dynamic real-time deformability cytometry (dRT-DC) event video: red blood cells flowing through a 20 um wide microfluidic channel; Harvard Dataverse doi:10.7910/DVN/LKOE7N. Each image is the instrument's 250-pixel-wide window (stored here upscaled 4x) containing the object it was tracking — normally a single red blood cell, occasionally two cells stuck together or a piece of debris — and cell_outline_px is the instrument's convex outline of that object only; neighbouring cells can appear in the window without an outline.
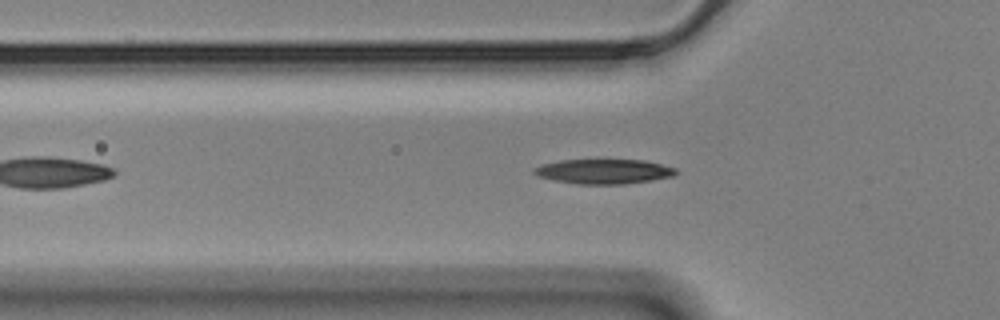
{"species": "Egyptian fruit bat (a non-hibernating species)", "species_latin": "Rousettus aegyptiacus", "temperature_condition": "cold", "stored_images_in_passage": 46, "camera_frame_rate_fps": 3000, "um_per_image_px": 0.085, "animal": {"sex": "male"}, "frame": {"image": 1, "passage_image": 10, "time_ms": 3.0, "image_size_px": [1000, 320], "cell_outline_px": [[676, 172], [672, 176], [652, 180], [624, 184], [576, 184], [536, 176], [532, 172], [532, 168], [544, 164], [560, 160], [644, 160], [676, 168]], "centroid_in_image_um": [51.29, 14.57], "position_along_channel_um": 74.5, "area_um2": 20.29}}
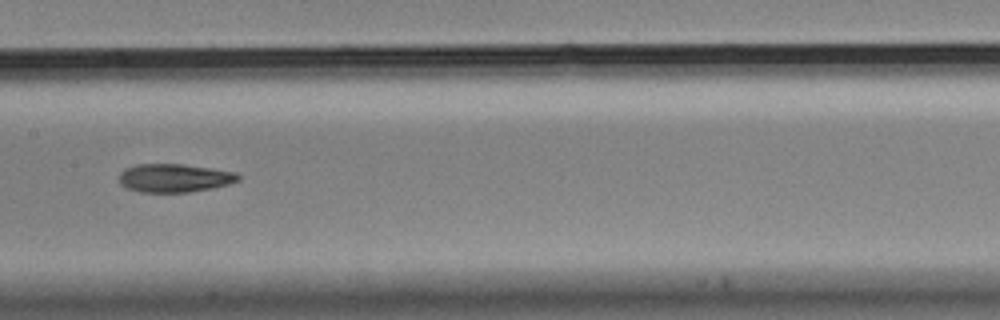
{"frame": {"image": 2, "passage_image": 20, "time_ms": 6.333, "image_size_px": [1000, 320], "cell_outline_px": [[240, 180], [228, 184], [212, 188], [188, 192], [140, 192], [128, 188], [120, 184], [120, 172], [124, 168], [136, 164], [180, 164], [212, 168], [236, 172], [240, 176]], "centroid_in_image_um": [14.82, 15.12], "position_along_channel_um": 192.6, "area_um2": 19.71}}
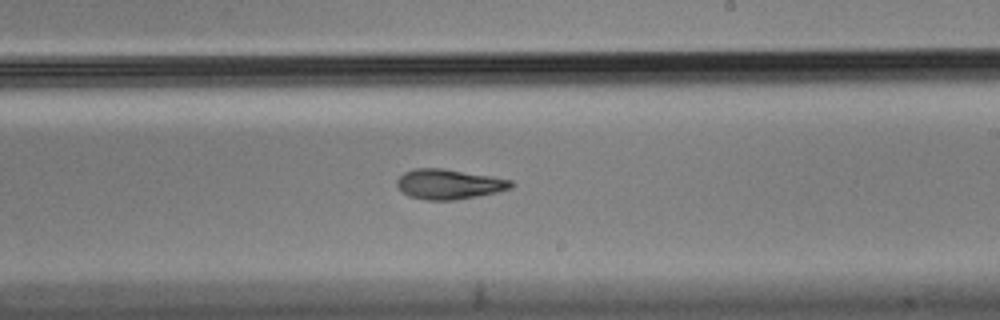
{"frame": {"image": 3, "passage_image": 25, "time_ms": 8.0, "image_size_px": [1000, 320], "cell_outline_px": [[512, 188], [496, 192], [456, 200], [424, 200], [408, 196], [396, 184], [396, 180], [404, 172], [412, 168], [444, 168], [492, 176], [512, 180]], "centroid_in_image_um": [38.14, 15.64], "position_along_channel_um": 250.9, "area_um2": 20.0}}